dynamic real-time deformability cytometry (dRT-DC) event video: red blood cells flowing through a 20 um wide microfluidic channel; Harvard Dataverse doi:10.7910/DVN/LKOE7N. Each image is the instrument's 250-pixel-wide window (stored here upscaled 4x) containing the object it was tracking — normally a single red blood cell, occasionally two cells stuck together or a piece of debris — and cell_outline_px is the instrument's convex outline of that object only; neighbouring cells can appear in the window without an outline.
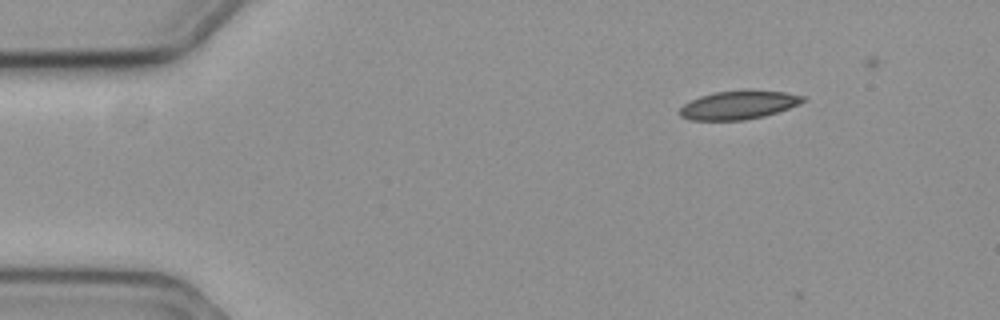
{"species": "common noctule bat (a hibernating species)", "species_latin": "Nyctalus noctula", "temperature_condition": "cold", "stored_images_in_passage": 7, "camera_frame_rate_fps": 3000, "um_per_image_px": 0.085, "animal": {"sex": "female", "body_mass_g": 19.3, "forearm_length_mm": 54.1}, "frame": {"image": 1, "passage_image": 1, "time_ms": 0.0, "image_size_px": [1000, 320], "cell_outline_px": [[808, 100], [800, 104], [764, 116], [744, 120], [692, 120], [680, 116], [680, 108], [684, 104], [700, 96], [712, 92], [744, 88], [752, 88], [784, 92], [804, 96]], "centroid_in_image_um": [62.82, 8.88], "position_along_channel_um": 22.2, "area_um2": 20.98}}